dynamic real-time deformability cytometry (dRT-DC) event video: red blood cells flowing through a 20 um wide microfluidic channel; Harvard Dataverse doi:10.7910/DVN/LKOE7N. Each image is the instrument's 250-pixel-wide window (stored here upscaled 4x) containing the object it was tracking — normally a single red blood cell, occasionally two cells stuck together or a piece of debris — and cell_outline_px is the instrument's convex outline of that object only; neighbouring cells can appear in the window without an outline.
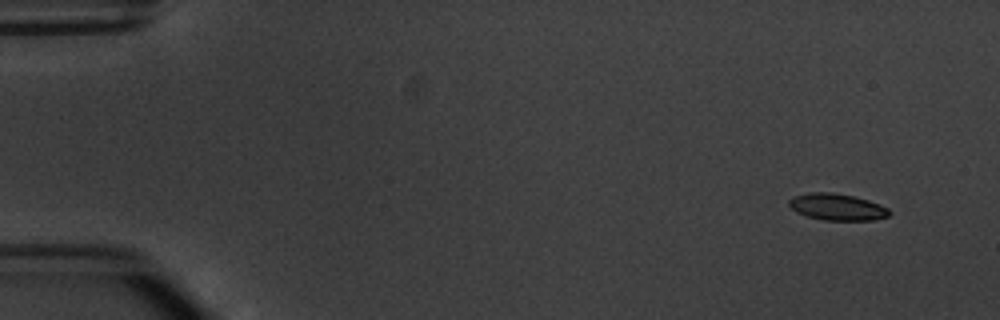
{"species": "common noctule bat (a hibernating species)", "species_latin": "Nyctalus noctula", "temperature_condition": "warm", "stored_images_in_passage": 7, "camera_frame_rate_fps": 3000, "um_per_image_px": 0.085, "animal": {"sex": "male", "body_mass_g": 20.1, "forearm_length_mm": 53.5}, "frame": {"image": 1, "passage_image": 1, "time_ms": 0.0, "image_size_px": [1000, 320], "cell_outline_px": [[892, 212], [888, 216], [872, 220], [824, 220], [808, 216], [796, 212], [788, 204], [788, 200], [792, 196], [808, 192], [832, 192], [852, 196], [868, 200], [880, 204], [888, 208]], "centroid_in_image_um": [71.14, 17.58], "position_along_channel_um": 13.9, "area_um2": 15.61}}
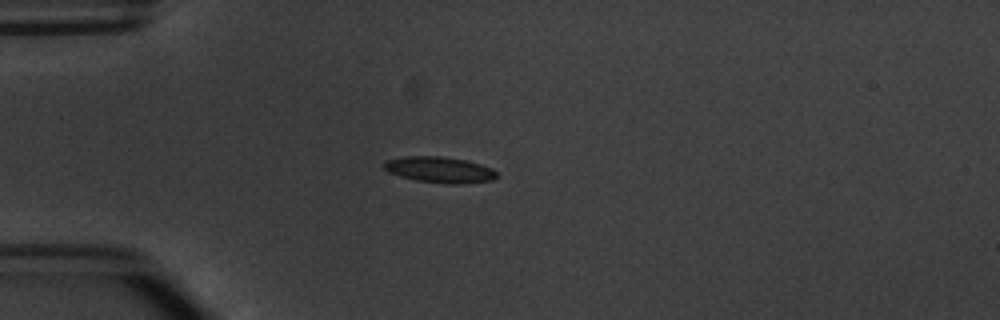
{"frame": {"image": 2, "passage_image": 4, "time_ms": 3.667, "image_size_px": [1000, 320], "cell_outline_px": [[496, 176], [492, 180], [460, 184], [448, 184], [416, 180], [400, 176], [388, 172], [384, 168], [384, 160], [404, 156], [440, 156], [464, 160], [480, 164], [492, 168], [496, 172]], "centroid_in_image_um": [37.33, 14.42], "position_along_channel_um": 47.7, "area_um2": 16.99}}
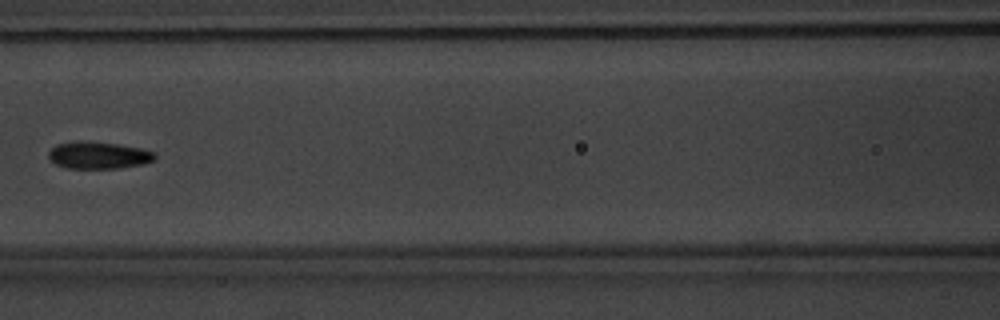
{"frame": {"image": 3, "passage_image": 7, "time_ms": 7.0, "image_size_px": [1000, 320], "cell_outline_px": [[156, 156], [152, 160], [144, 164], [120, 168], [68, 168], [56, 164], [48, 156], [48, 152], [56, 144], [72, 140], [80, 140], [116, 144], [140, 148], [152, 152]], "centroid_in_image_um": [8.32, 13.18], "position_along_channel_um": 158.3, "area_um2": 16.7}}